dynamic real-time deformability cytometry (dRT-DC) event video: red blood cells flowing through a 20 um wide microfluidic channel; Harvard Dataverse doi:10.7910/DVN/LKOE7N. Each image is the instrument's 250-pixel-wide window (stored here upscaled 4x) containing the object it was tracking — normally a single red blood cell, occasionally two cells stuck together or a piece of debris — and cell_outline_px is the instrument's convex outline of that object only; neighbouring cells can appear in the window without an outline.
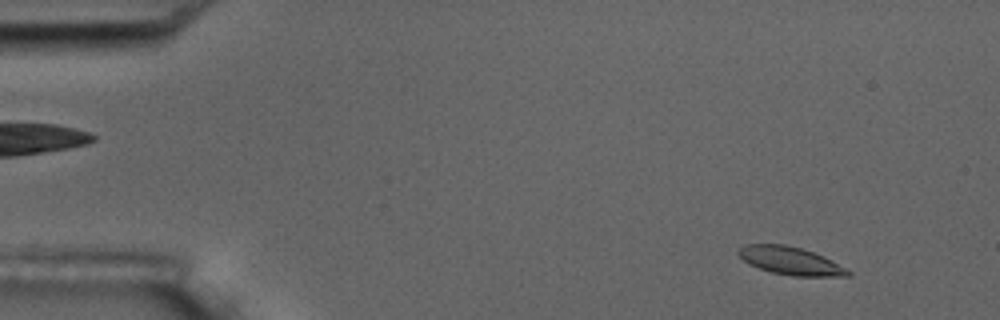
{"species": "common noctule bat (a hibernating species)", "species_latin": "Nyctalus noctula", "temperature_condition": "room temperature", "stored_images_in_passage": 5, "camera_frame_rate_fps": 3000, "um_per_image_px": 0.085, "animal": {"sex": "male", "body_mass_g": 17.5, "forearm_length_mm": 52.3}, "frame": {"image": 1, "passage_image": 1, "time_ms": 0.0, "image_size_px": [1000, 320], "cell_outline_px": [[852, 276], [792, 276], [772, 272], [760, 268], [744, 260], [736, 252], [744, 244], [784, 244], [800, 248], [824, 256], [852, 272]], "centroid_in_image_um": [67.2, 22.17], "position_along_channel_um": 17.8, "area_um2": 17.57}}
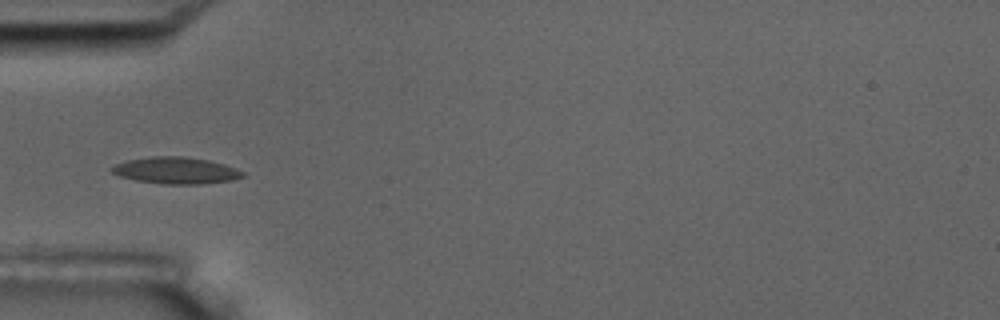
{"frame": {"image": 2, "passage_image": 4, "time_ms": 4.333, "image_size_px": [1000, 320], "cell_outline_px": [[244, 176], [232, 180], [200, 184], [164, 184], [136, 180], [120, 176], [112, 172], [108, 168], [116, 164], [128, 160], [152, 156], [184, 156], [208, 160], [224, 164], [244, 172]], "centroid_in_image_um": [14.94, 14.49], "position_along_channel_um": 70.1, "area_um2": 20.23}}